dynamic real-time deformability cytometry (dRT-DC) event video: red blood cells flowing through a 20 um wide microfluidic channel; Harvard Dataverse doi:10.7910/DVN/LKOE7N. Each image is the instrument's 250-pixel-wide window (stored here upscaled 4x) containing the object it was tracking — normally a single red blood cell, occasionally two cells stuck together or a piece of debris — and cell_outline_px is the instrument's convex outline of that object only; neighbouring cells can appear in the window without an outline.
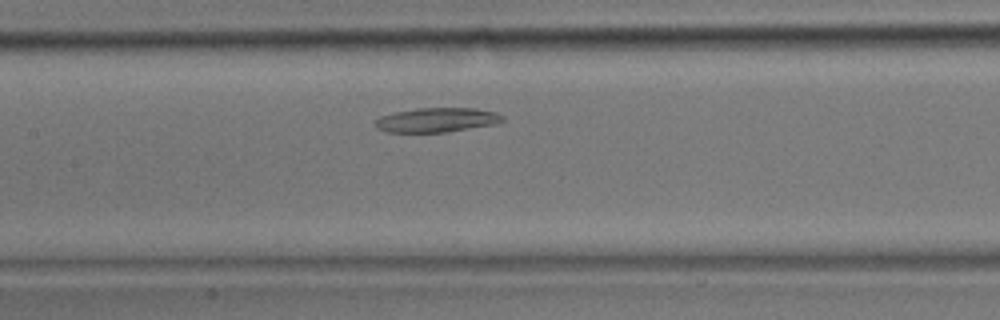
{"species": "common noctule bat (a hibernating species)", "species_latin": "Nyctalus noctula", "temperature_condition": "room temperature", "stored_images_in_passage": 28, "camera_frame_rate_fps": 3000, "um_per_image_px": 0.085, "animal": {"sex": "male", "body_mass_g": 17.9}, "frame": {"image": 1, "passage_image": 10, "time_ms": 3.0, "image_size_px": [1000, 320], "cell_outline_px": [[504, 120], [496, 124], [444, 132], [388, 132], [376, 128], [376, 120], [380, 116], [392, 112], [416, 108], [476, 108], [496, 112], [504, 116]], "centroid_in_image_um": [37.13, 10.18], "position_along_channel_um": 170.3, "area_um2": 18.15}}
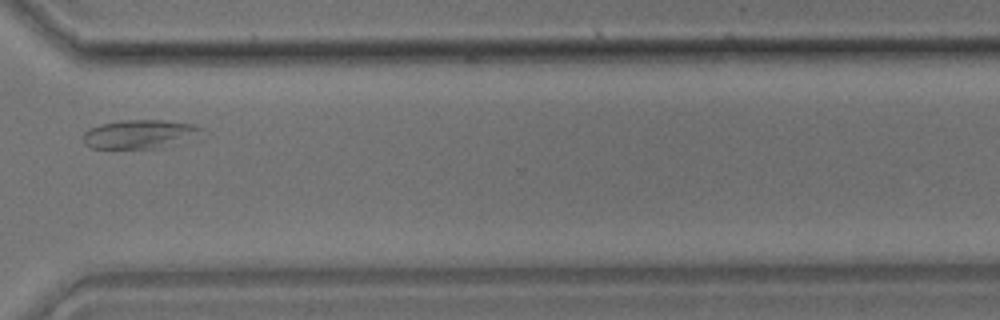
{"frame": {"image": 2, "passage_image": 20, "time_ms": 6.333, "image_size_px": [1000, 320], "cell_outline_px": [[204, 128], [156, 148], [88, 148], [84, 144], [84, 132], [88, 128], [100, 124], [120, 120], [164, 120], [196, 124]], "centroid_in_image_um": [11.64, 11.37], "position_along_channel_um": 359.0, "area_um2": 18.84}}
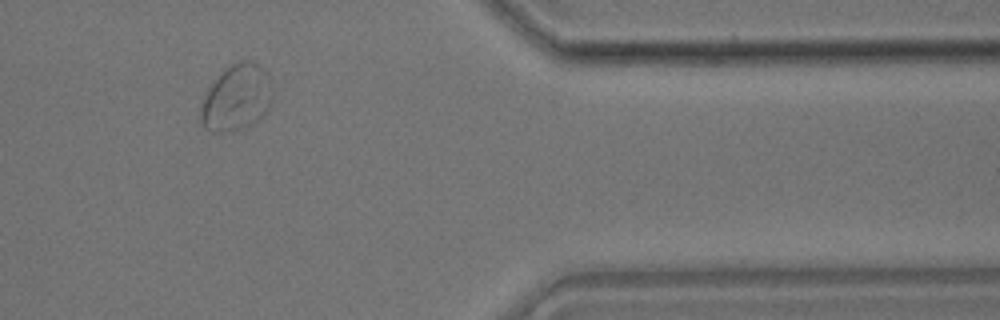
{"frame": {"image": 3, "passage_image": 23, "time_ms": 7.333, "image_size_px": [1000, 320], "cell_outline_px": [[272, 100], [268, 108], [248, 128], [232, 132], [212, 132], [204, 128], [200, 124], [200, 108], [204, 96], [208, 88], [216, 76], [236, 60], [252, 60], [268, 72], [272, 88]], "centroid_in_image_um": [20.08, 8.31], "position_along_channel_um": 391.3, "area_um2": 28.26}}